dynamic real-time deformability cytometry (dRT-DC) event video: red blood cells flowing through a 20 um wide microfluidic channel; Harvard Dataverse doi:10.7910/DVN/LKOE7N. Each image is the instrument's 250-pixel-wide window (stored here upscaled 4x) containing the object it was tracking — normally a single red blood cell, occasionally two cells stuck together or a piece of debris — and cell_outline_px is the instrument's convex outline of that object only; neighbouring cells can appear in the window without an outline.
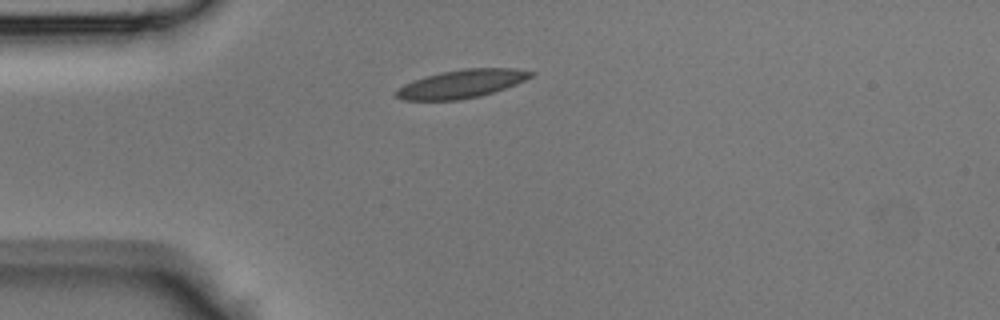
{"species": "Egyptian fruit bat (a non-hibernating species)", "species_latin": "Rousettus aegyptiacus", "temperature_condition": "room temperature", "stored_images_in_passage": 33, "camera_frame_rate_fps": 3000, "um_per_image_px": 0.085, "animal": {"sex": "male"}, "frame": {"image": 1, "passage_image": 1, "time_ms": 0.0, "image_size_px": [1000, 320], "cell_outline_px": [[536, 72], [532, 76], [516, 84], [480, 96], [460, 100], [404, 100], [396, 96], [392, 92], [404, 84], [424, 76], [440, 72], [464, 68], [516, 68]], "centroid_in_image_um": [39.21, 7.12], "position_along_channel_um": 45.8, "area_um2": 22.25}}
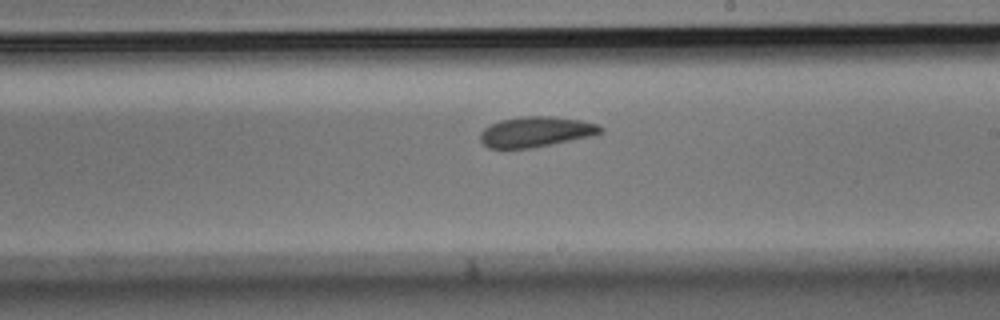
{"frame": {"image": 2, "passage_image": 15, "time_ms": 4.667, "image_size_px": [1000, 320], "cell_outline_px": [[604, 132], [592, 136], [532, 148], [488, 148], [480, 140], [480, 132], [484, 128], [500, 120], [520, 116], [552, 116], [580, 120], [596, 124], [604, 128]], "centroid_in_image_um": [45.56, 11.2], "position_along_channel_um": 243.4, "area_um2": 21.33}}
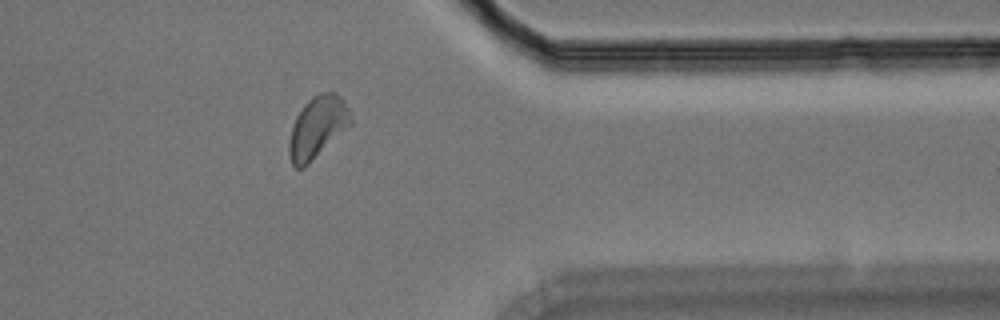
{"frame": {"image": 3, "passage_image": 25, "time_ms": 8.0, "image_size_px": [1000, 320], "cell_outline_px": [[352, 124], [304, 168], [296, 168], [292, 164], [288, 156], [288, 144], [292, 128], [296, 116], [304, 104], [312, 96], [320, 92], [336, 92], [344, 100], [348, 108], [352, 120]], "centroid_in_image_um": [26.98, 10.81], "position_along_channel_um": 384.4, "area_um2": 22.25}}